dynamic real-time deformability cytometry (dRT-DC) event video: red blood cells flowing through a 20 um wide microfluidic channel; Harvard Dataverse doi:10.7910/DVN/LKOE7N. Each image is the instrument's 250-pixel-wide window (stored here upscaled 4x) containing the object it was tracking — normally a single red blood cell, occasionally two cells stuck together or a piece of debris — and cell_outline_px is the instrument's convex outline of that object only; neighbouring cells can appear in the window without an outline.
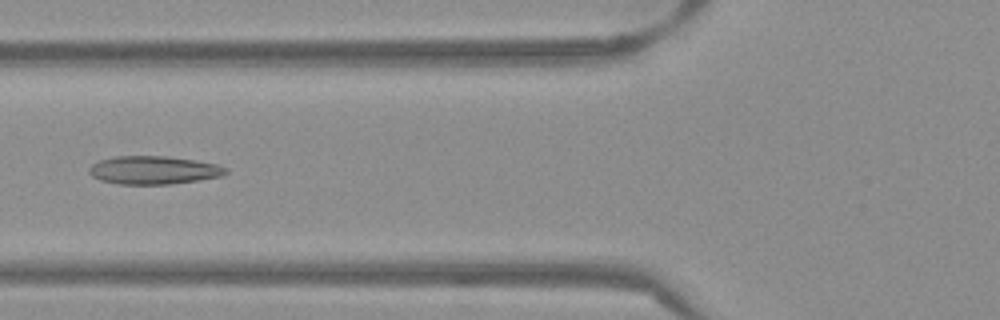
{"species": "Egyptian fruit bat (a non-hibernating species)", "species_latin": "Rousettus aegyptiacus", "temperature_condition": "warm", "stored_images_in_passage": 46, "camera_frame_rate_fps": 3000, "um_per_image_px": 0.085, "frame": {"image": 1, "passage_image": 14, "time_ms": 4.333, "image_size_px": [1000, 320], "cell_outline_px": [[228, 172], [220, 176], [200, 180], [168, 184], [116, 184], [100, 180], [92, 176], [88, 172], [88, 168], [92, 164], [100, 160], [116, 156], [168, 156], [196, 160], [216, 164], [228, 168]], "centroid_in_image_um": [13.05, 14.46], "position_along_channel_um": 112.8, "area_um2": 22.54}}
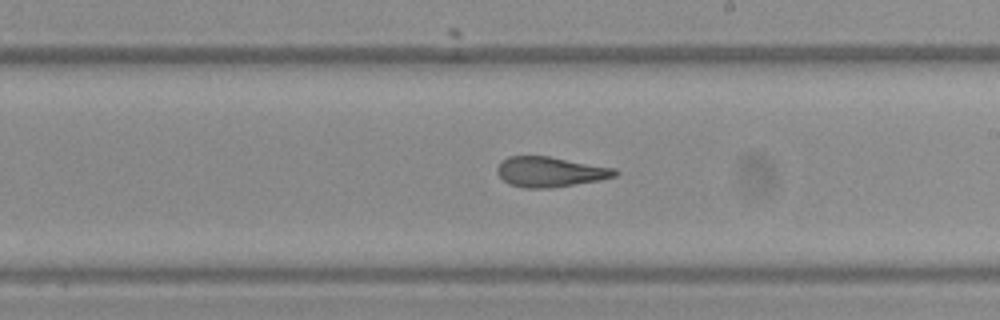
{"frame": {"image": 2, "passage_image": 24, "time_ms": 7.667, "image_size_px": [1000, 320], "cell_outline_px": [[620, 172], [616, 176], [600, 180], [552, 188], [524, 188], [508, 184], [496, 172], [496, 168], [500, 160], [508, 156], [548, 156], [616, 168]], "centroid_in_image_um": [46.75, 14.6], "position_along_channel_um": 242.2, "area_um2": 20.92}}
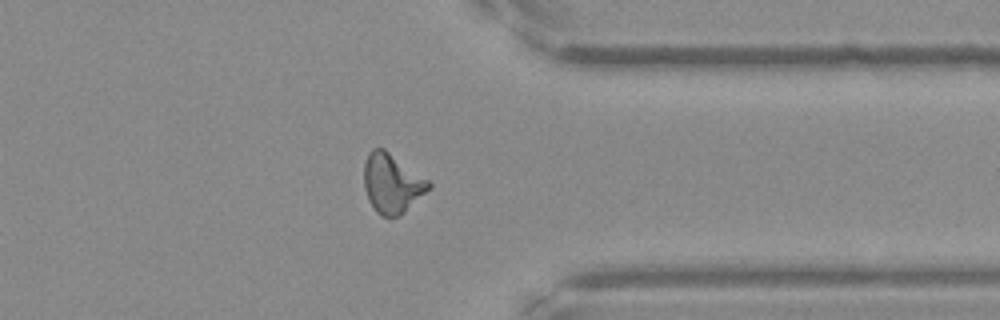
{"frame": {"image": 3, "passage_image": 35, "time_ms": 11.333, "image_size_px": [1000, 320], "cell_outline_px": [[432, 188], [400, 216], [380, 216], [376, 212], [368, 200], [364, 188], [364, 164], [368, 152], [372, 148], [384, 148], [428, 180], [432, 184]], "centroid_in_image_um": [33.31, 15.59], "position_along_channel_um": 378.1, "area_um2": 22.48}, "authors_computed_cell_mechanics": {"area_um2": 21.2993, "velocity_mm_per_s": 3.8847, "shape_relaxation_time_tau1_ms": null, "shape_relaxation_time_tau2_ms": 1.9877, "deformation_change_tau1": null, "deformation_change_tau2": 0.1148}}